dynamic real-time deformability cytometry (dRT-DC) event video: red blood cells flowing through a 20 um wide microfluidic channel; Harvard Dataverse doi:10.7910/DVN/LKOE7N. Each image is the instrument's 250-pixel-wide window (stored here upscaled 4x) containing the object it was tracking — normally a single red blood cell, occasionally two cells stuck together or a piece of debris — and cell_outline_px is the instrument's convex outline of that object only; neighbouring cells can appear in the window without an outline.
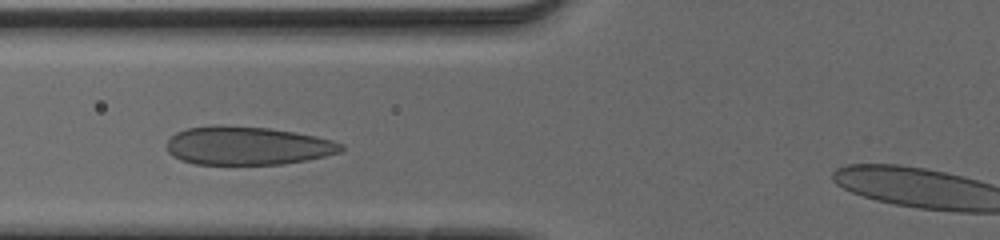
{"species": "human", "species_latin": "Homo sapiens", "temperature_condition": "cold", "stored_images_in_passage": 14, "camera_frame_rate_fps": 3000, "um_per_image_px": 0.085, "donor": {"sex": "male"}, "frame": {"image": 1, "passage_image": 5, "time_ms": 1.333, "image_size_px": [1000, 240], "cell_outline_px": [[344, 148], [340, 152], [324, 156], [284, 164], [196, 164], [180, 160], [172, 156], [168, 152], [168, 140], [176, 132], [188, 128], [212, 124], [220, 124], [272, 128], [316, 136], [332, 140], [344, 144]], "centroid_in_image_um": [21.02, 12.37], "position_along_channel_um": 104.8, "area_um2": 39.25}}
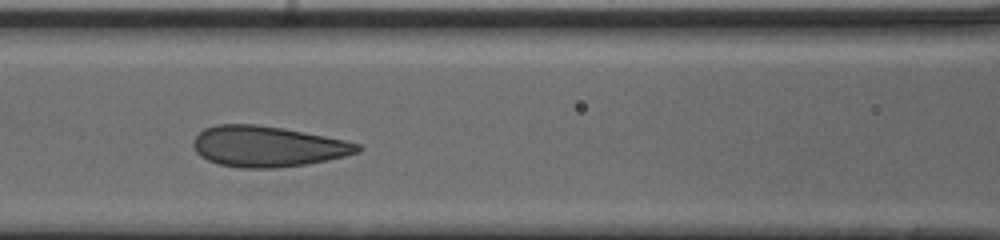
{"frame": {"image": 2, "passage_image": 8, "time_ms": 2.333, "image_size_px": [1000, 240], "cell_outline_px": [[364, 148], [360, 152], [344, 156], [304, 164], [276, 168], [240, 168], [220, 164], [208, 160], [200, 156], [196, 152], [192, 144], [192, 140], [204, 128], [216, 124], [256, 124], [284, 128], [344, 140], [360, 144]], "centroid_in_image_um": [22.72, 12.44], "position_along_channel_um": 143.9, "area_um2": 38.96}}